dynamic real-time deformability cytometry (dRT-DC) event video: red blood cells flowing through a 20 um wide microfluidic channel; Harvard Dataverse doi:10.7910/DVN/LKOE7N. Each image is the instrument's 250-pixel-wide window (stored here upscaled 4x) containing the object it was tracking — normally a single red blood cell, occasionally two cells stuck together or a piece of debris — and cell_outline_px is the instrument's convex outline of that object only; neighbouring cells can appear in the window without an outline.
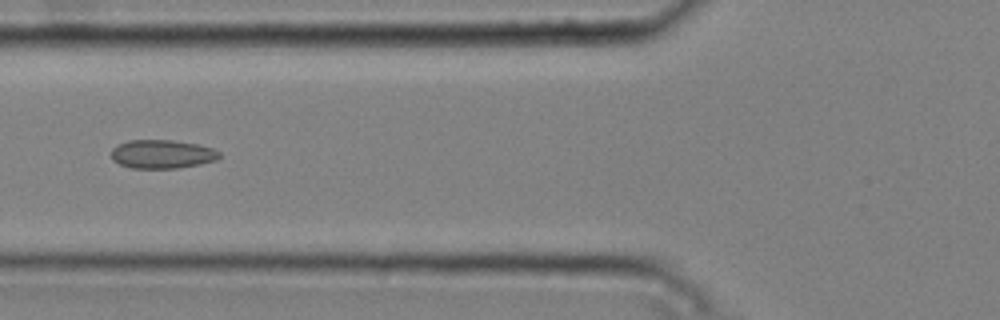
{"species": "common noctule bat (a hibernating species)", "species_latin": "Nyctalus noctula", "temperature_condition": "cold", "stored_images_in_passage": 5, "camera_frame_rate_fps": 3000, "um_per_image_px": 0.085, "animal": {"sex": "male", "body_mass_g": 20.4}, "frame": {"image": 1, "passage_image": 5, "time_ms": 1.333, "image_size_px": [1000, 320], "cell_outline_px": [[220, 156], [216, 160], [200, 164], [176, 168], [132, 168], [120, 164], [112, 160], [112, 148], [116, 144], [128, 140], [172, 140], [200, 144], [212, 148], [220, 152]], "centroid_in_image_um": [13.77, 13.09], "position_along_channel_um": 112.0, "area_um2": 18.15}}